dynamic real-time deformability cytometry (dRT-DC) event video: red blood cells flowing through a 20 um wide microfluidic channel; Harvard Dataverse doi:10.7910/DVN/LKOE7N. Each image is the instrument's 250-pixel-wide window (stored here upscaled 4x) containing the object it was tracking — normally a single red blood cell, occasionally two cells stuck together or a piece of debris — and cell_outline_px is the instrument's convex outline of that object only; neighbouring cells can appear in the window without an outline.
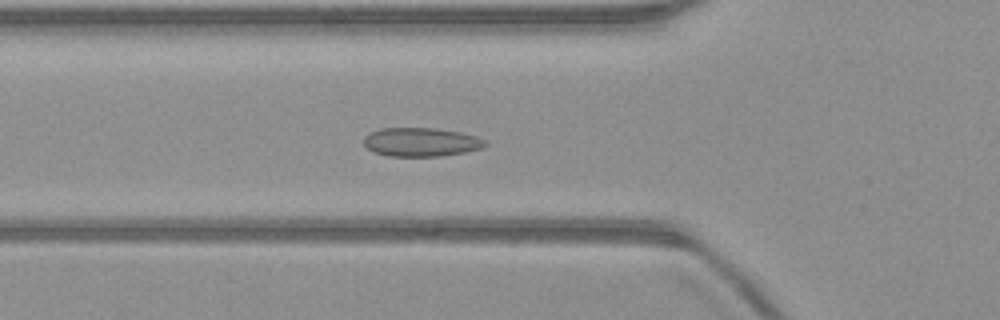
{"species": "common noctule bat (a hibernating species)", "species_latin": "Nyctalus noctula", "temperature_condition": "warm", "stored_images_in_passage": 52, "camera_frame_rate_fps": 3000, "um_per_image_px": 0.085, "animal": {"sex": "male", "body_mass_g": 23.1, "forearm_length_mm": 52.7}, "frame": {"image": 1, "passage_image": 18, "time_ms": 5.667, "image_size_px": [1000, 320], "cell_outline_px": [[488, 144], [484, 148], [464, 152], [440, 156], [388, 156], [372, 152], [364, 144], [364, 136], [368, 132], [380, 128], [436, 128], [460, 132], [476, 136], [484, 140]], "centroid_in_image_um": [35.77, 12.07], "position_along_channel_um": 90.0, "area_um2": 20.52}}
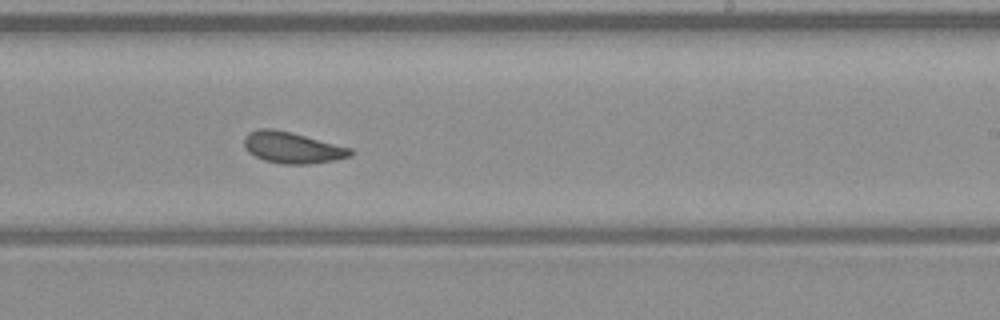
{"frame": {"image": 2, "passage_image": 31, "time_ms": 10.0, "image_size_px": [1000, 320], "cell_outline_px": [[356, 152], [352, 156], [336, 160], [308, 164], [280, 164], [264, 160], [248, 152], [244, 148], [244, 136], [248, 132], [260, 128], [272, 128], [292, 132], [352, 148]], "centroid_in_image_um": [24.86, 12.54], "position_along_channel_um": 264.1, "area_um2": 19.71}}
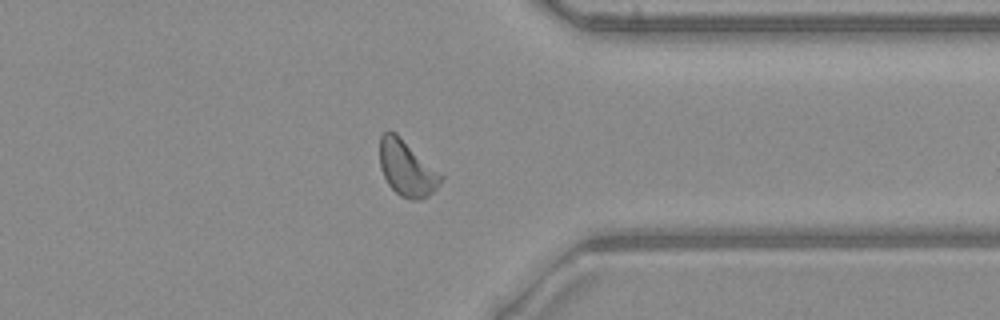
{"frame": {"image": 3, "passage_image": 40, "time_ms": 13.0, "image_size_px": [1000, 320], "cell_outline_px": [[444, 176], [436, 188], [428, 196], [420, 200], [408, 200], [400, 196], [388, 184], [380, 168], [380, 136], [388, 128], [396, 132], [440, 172]], "centroid_in_image_um": [34.57, 14.29], "position_along_channel_um": 376.8, "area_um2": 20.0}, "authors_computed_cell_mechanics": {"area_um2": 19.8254, "velocity_mm_per_s": 4.0076, "shape_relaxation_time_tau1_ms": null, "shape_relaxation_time_tau2_ms": 1.5571, "deformation_change_tau1": null, "deformation_change_tau2": 0.0655}}